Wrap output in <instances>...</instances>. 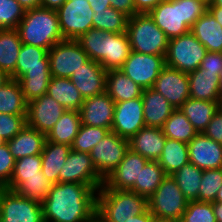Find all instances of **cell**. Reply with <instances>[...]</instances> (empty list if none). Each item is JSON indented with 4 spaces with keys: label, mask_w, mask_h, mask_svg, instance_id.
Masks as SVG:
<instances>
[{
    "label": "cell",
    "mask_w": 222,
    "mask_h": 222,
    "mask_svg": "<svg viewBox=\"0 0 222 222\" xmlns=\"http://www.w3.org/2000/svg\"><path fill=\"white\" fill-rule=\"evenodd\" d=\"M97 193L92 185L53 184L41 202L44 222H92L96 218Z\"/></svg>",
    "instance_id": "6da1fadb"
},
{
    "label": "cell",
    "mask_w": 222,
    "mask_h": 222,
    "mask_svg": "<svg viewBox=\"0 0 222 222\" xmlns=\"http://www.w3.org/2000/svg\"><path fill=\"white\" fill-rule=\"evenodd\" d=\"M76 41L88 57L106 71L120 69L131 51L126 32L109 33L91 28Z\"/></svg>",
    "instance_id": "7a4b0ae2"
},
{
    "label": "cell",
    "mask_w": 222,
    "mask_h": 222,
    "mask_svg": "<svg viewBox=\"0 0 222 222\" xmlns=\"http://www.w3.org/2000/svg\"><path fill=\"white\" fill-rule=\"evenodd\" d=\"M207 10L208 4L201 0H165L148 14L165 35L172 39L189 32Z\"/></svg>",
    "instance_id": "3957f363"
},
{
    "label": "cell",
    "mask_w": 222,
    "mask_h": 222,
    "mask_svg": "<svg viewBox=\"0 0 222 222\" xmlns=\"http://www.w3.org/2000/svg\"><path fill=\"white\" fill-rule=\"evenodd\" d=\"M17 31L22 44L48 51L54 44L65 40L60 30L57 11L43 7L25 10Z\"/></svg>",
    "instance_id": "277c9868"
},
{
    "label": "cell",
    "mask_w": 222,
    "mask_h": 222,
    "mask_svg": "<svg viewBox=\"0 0 222 222\" xmlns=\"http://www.w3.org/2000/svg\"><path fill=\"white\" fill-rule=\"evenodd\" d=\"M147 209V199L133 191L98 189L96 218L101 222H128Z\"/></svg>",
    "instance_id": "5b68a950"
},
{
    "label": "cell",
    "mask_w": 222,
    "mask_h": 222,
    "mask_svg": "<svg viewBox=\"0 0 222 222\" xmlns=\"http://www.w3.org/2000/svg\"><path fill=\"white\" fill-rule=\"evenodd\" d=\"M126 33L132 51L148 55L166 56L169 38L154 23L148 13L135 14L130 17Z\"/></svg>",
    "instance_id": "8992f818"
},
{
    "label": "cell",
    "mask_w": 222,
    "mask_h": 222,
    "mask_svg": "<svg viewBox=\"0 0 222 222\" xmlns=\"http://www.w3.org/2000/svg\"><path fill=\"white\" fill-rule=\"evenodd\" d=\"M148 210L158 219L180 222L188 200L171 175H166L157 190L147 199Z\"/></svg>",
    "instance_id": "52a82bcc"
},
{
    "label": "cell",
    "mask_w": 222,
    "mask_h": 222,
    "mask_svg": "<svg viewBox=\"0 0 222 222\" xmlns=\"http://www.w3.org/2000/svg\"><path fill=\"white\" fill-rule=\"evenodd\" d=\"M206 52V47L189 31L169 39L165 56L166 65L181 72L190 73L200 67Z\"/></svg>",
    "instance_id": "ba28073f"
},
{
    "label": "cell",
    "mask_w": 222,
    "mask_h": 222,
    "mask_svg": "<svg viewBox=\"0 0 222 222\" xmlns=\"http://www.w3.org/2000/svg\"><path fill=\"white\" fill-rule=\"evenodd\" d=\"M57 14L65 40H77L93 28L94 11L88 0H66L57 10Z\"/></svg>",
    "instance_id": "9c48e42d"
},
{
    "label": "cell",
    "mask_w": 222,
    "mask_h": 222,
    "mask_svg": "<svg viewBox=\"0 0 222 222\" xmlns=\"http://www.w3.org/2000/svg\"><path fill=\"white\" fill-rule=\"evenodd\" d=\"M0 222H44L42 203L4 188L0 193Z\"/></svg>",
    "instance_id": "30bf717a"
},
{
    "label": "cell",
    "mask_w": 222,
    "mask_h": 222,
    "mask_svg": "<svg viewBox=\"0 0 222 222\" xmlns=\"http://www.w3.org/2000/svg\"><path fill=\"white\" fill-rule=\"evenodd\" d=\"M52 77L70 78L90 58L76 40H62L48 51Z\"/></svg>",
    "instance_id": "8fae6325"
},
{
    "label": "cell",
    "mask_w": 222,
    "mask_h": 222,
    "mask_svg": "<svg viewBox=\"0 0 222 222\" xmlns=\"http://www.w3.org/2000/svg\"><path fill=\"white\" fill-rule=\"evenodd\" d=\"M128 150V140L112 131L93 147L91 160L103 180L116 169Z\"/></svg>",
    "instance_id": "7c38bea8"
},
{
    "label": "cell",
    "mask_w": 222,
    "mask_h": 222,
    "mask_svg": "<svg viewBox=\"0 0 222 222\" xmlns=\"http://www.w3.org/2000/svg\"><path fill=\"white\" fill-rule=\"evenodd\" d=\"M165 66V56L148 55L131 50L128 58L119 70L142 89H147L153 87Z\"/></svg>",
    "instance_id": "4fadbf2b"
},
{
    "label": "cell",
    "mask_w": 222,
    "mask_h": 222,
    "mask_svg": "<svg viewBox=\"0 0 222 222\" xmlns=\"http://www.w3.org/2000/svg\"><path fill=\"white\" fill-rule=\"evenodd\" d=\"M65 182L92 185L99 189L104 180L93 165L90 154L71 149L59 172V183Z\"/></svg>",
    "instance_id": "5bb4252c"
},
{
    "label": "cell",
    "mask_w": 222,
    "mask_h": 222,
    "mask_svg": "<svg viewBox=\"0 0 222 222\" xmlns=\"http://www.w3.org/2000/svg\"><path fill=\"white\" fill-rule=\"evenodd\" d=\"M145 126L142 96L115 103L112 132L129 140Z\"/></svg>",
    "instance_id": "9a60e30c"
},
{
    "label": "cell",
    "mask_w": 222,
    "mask_h": 222,
    "mask_svg": "<svg viewBox=\"0 0 222 222\" xmlns=\"http://www.w3.org/2000/svg\"><path fill=\"white\" fill-rule=\"evenodd\" d=\"M175 108H180L190 98L188 73L165 66L153 87Z\"/></svg>",
    "instance_id": "2e32d148"
},
{
    "label": "cell",
    "mask_w": 222,
    "mask_h": 222,
    "mask_svg": "<svg viewBox=\"0 0 222 222\" xmlns=\"http://www.w3.org/2000/svg\"><path fill=\"white\" fill-rule=\"evenodd\" d=\"M65 110L52 97L44 94L27 103V125L47 135Z\"/></svg>",
    "instance_id": "e0dca14e"
},
{
    "label": "cell",
    "mask_w": 222,
    "mask_h": 222,
    "mask_svg": "<svg viewBox=\"0 0 222 222\" xmlns=\"http://www.w3.org/2000/svg\"><path fill=\"white\" fill-rule=\"evenodd\" d=\"M149 160L130 149L116 169L109 174L99 189L131 190L139 181L140 170Z\"/></svg>",
    "instance_id": "ac0fdd59"
},
{
    "label": "cell",
    "mask_w": 222,
    "mask_h": 222,
    "mask_svg": "<svg viewBox=\"0 0 222 222\" xmlns=\"http://www.w3.org/2000/svg\"><path fill=\"white\" fill-rule=\"evenodd\" d=\"M114 108L115 102L107 92L85 98L79 111L82 124L111 130Z\"/></svg>",
    "instance_id": "d6986e66"
},
{
    "label": "cell",
    "mask_w": 222,
    "mask_h": 222,
    "mask_svg": "<svg viewBox=\"0 0 222 222\" xmlns=\"http://www.w3.org/2000/svg\"><path fill=\"white\" fill-rule=\"evenodd\" d=\"M189 163L201 170L222 167V145L198 133L188 144Z\"/></svg>",
    "instance_id": "ffe728a7"
},
{
    "label": "cell",
    "mask_w": 222,
    "mask_h": 222,
    "mask_svg": "<svg viewBox=\"0 0 222 222\" xmlns=\"http://www.w3.org/2000/svg\"><path fill=\"white\" fill-rule=\"evenodd\" d=\"M69 79L84 99L106 92L107 71L91 59L74 71Z\"/></svg>",
    "instance_id": "44dd1931"
},
{
    "label": "cell",
    "mask_w": 222,
    "mask_h": 222,
    "mask_svg": "<svg viewBox=\"0 0 222 222\" xmlns=\"http://www.w3.org/2000/svg\"><path fill=\"white\" fill-rule=\"evenodd\" d=\"M165 141L166 136L162 128L146 126L128 140L129 149L132 152L151 161H157L160 158Z\"/></svg>",
    "instance_id": "7402d4cb"
},
{
    "label": "cell",
    "mask_w": 222,
    "mask_h": 222,
    "mask_svg": "<svg viewBox=\"0 0 222 222\" xmlns=\"http://www.w3.org/2000/svg\"><path fill=\"white\" fill-rule=\"evenodd\" d=\"M221 76L222 74L205 72L200 67L188 73L190 97L220 104L222 94Z\"/></svg>",
    "instance_id": "603a6c76"
},
{
    "label": "cell",
    "mask_w": 222,
    "mask_h": 222,
    "mask_svg": "<svg viewBox=\"0 0 222 222\" xmlns=\"http://www.w3.org/2000/svg\"><path fill=\"white\" fill-rule=\"evenodd\" d=\"M143 116L146 127L162 128L175 108L153 88L143 89Z\"/></svg>",
    "instance_id": "cb8c5ba5"
},
{
    "label": "cell",
    "mask_w": 222,
    "mask_h": 222,
    "mask_svg": "<svg viewBox=\"0 0 222 222\" xmlns=\"http://www.w3.org/2000/svg\"><path fill=\"white\" fill-rule=\"evenodd\" d=\"M46 140V135L26 125L21 132L6 143L14 159L18 160L25 156L41 154Z\"/></svg>",
    "instance_id": "d4e9b609"
},
{
    "label": "cell",
    "mask_w": 222,
    "mask_h": 222,
    "mask_svg": "<svg viewBox=\"0 0 222 222\" xmlns=\"http://www.w3.org/2000/svg\"><path fill=\"white\" fill-rule=\"evenodd\" d=\"M190 31L207 51L222 52V26L208 10L193 24Z\"/></svg>",
    "instance_id": "484cf974"
},
{
    "label": "cell",
    "mask_w": 222,
    "mask_h": 222,
    "mask_svg": "<svg viewBox=\"0 0 222 222\" xmlns=\"http://www.w3.org/2000/svg\"><path fill=\"white\" fill-rule=\"evenodd\" d=\"M47 95L61 104L66 110L80 111L84 102L81 93L69 78L51 77Z\"/></svg>",
    "instance_id": "4316f807"
},
{
    "label": "cell",
    "mask_w": 222,
    "mask_h": 222,
    "mask_svg": "<svg viewBox=\"0 0 222 222\" xmlns=\"http://www.w3.org/2000/svg\"><path fill=\"white\" fill-rule=\"evenodd\" d=\"M70 151V145L57 144L51 141L45 142L44 149L41 153V171L52 184L59 183V172L66 162Z\"/></svg>",
    "instance_id": "83f0119b"
},
{
    "label": "cell",
    "mask_w": 222,
    "mask_h": 222,
    "mask_svg": "<svg viewBox=\"0 0 222 222\" xmlns=\"http://www.w3.org/2000/svg\"><path fill=\"white\" fill-rule=\"evenodd\" d=\"M106 92L116 103L141 97L143 89L118 69L107 71Z\"/></svg>",
    "instance_id": "f1b7e54d"
},
{
    "label": "cell",
    "mask_w": 222,
    "mask_h": 222,
    "mask_svg": "<svg viewBox=\"0 0 222 222\" xmlns=\"http://www.w3.org/2000/svg\"><path fill=\"white\" fill-rule=\"evenodd\" d=\"M219 107L220 104L218 102L198 100L190 97L179 109L190 121L194 129L198 133H203Z\"/></svg>",
    "instance_id": "f546056e"
},
{
    "label": "cell",
    "mask_w": 222,
    "mask_h": 222,
    "mask_svg": "<svg viewBox=\"0 0 222 222\" xmlns=\"http://www.w3.org/2000/svg\"><path fill=\"white\" fill-rule=\"evenodd\" d=\"M22 41L17 29H0V69L15 80V69Z\"/></svg>",
    "instance_id": "4dcf8cb0"
},
{
    "label": "cell",
    "mask_w": 222,
    "mask_h": 222,
    "mask_svg": "<svg viewBox=\"0 0 222 222\" xmlns=\"http://www.w3.org/2000/svg\"><path fill=\"white\" fill-rule=\"evenodd\" d=\"M82 125L80 112L65 110L52 130L46 135L47 140L57 144L72 145Z\"/></svg>",
    "instance_id": "1f68e13d"
},
{
    "label": "cell",
    "mask_w": 222,
    "mask_h": 222,
    "mask_svg": "<svg viewBox=\"0 0 222 222\" xmlns=\"http://www.w3.org/2000/svg\"><path fill=\"white\" fill-rule=\"evenodd\" d=\"M52 185L45 176L11 177L5 188L15 191L18 195L42 202L49 194Z\"/></svg>",
    "instance_id": "d6a6232c"
},
{
    "label": "cell",
    "mask_w": 222,
    "mask_h": 222,
    "mask_svg": "<svg viewBox=\"0 0 222 222\" xmlns=\"http://www.w3.org/2000/svg\"><path fill=\"white\" fill-rule=\"evenodd\" d=\"M165 175H172L183 165L189 163L188 145L184 142L166 138L163 151L157 160Z\"/></svg>",
    "instance_id": "836d02e7"
},
{
    "label": "cell",
    "mask_w": 222,
    "mask_h": 222,
    "mask_svg": "<svg viewBox=\"0 0 222 222\" xmlns=\"http://www.w3.org/2000/svg\"><path fill=\"white\" fill-rule=\"evenodd\" d=\"M51 77L50 68H36L28 70L17 80L27 103L47 94Z\"/></svg>",
    "instance_id": "e575fe53"
},
{
    "label": "cell",
    "mask_w": 222,
    "mask_h": 222,
    "mask_svg": "<svg viewBox=\"0 0 222 222\" xmlns=\"http://www.w3.org/2000/svg\"><path fill=\"white\" fill-rule=\"evenodd\" d=\"M50 68L48 50L28 44H22L15 69V80L21 78L30 69Z\"/></svg>",
    "instance_id": "d590c367"
},
{
    "label": "cell",
    "mask_w": 222,
    "mask_h": 222,
    "mask_svg": "<svg viewBox=\"0 0 222 222\" xmlns=\"http://www.w3.org/2000/svg\"><path fill=\"white\" fill-rule=\"evenodd\" d=\"M0 113L27 115V102L17 80L11 79L0 88Z\"/></svg>",
    "instance_id": "8d00e7d4"
},
{
    "label": "cell",
    "mask_w": 222,
    "mask_h": 222,
    "mask_svg": "<svg viewBox=\"0 0 222 222\" xmlns=\"http://www.w3.org/2000/svg\"><path fill=\"white\" fill-rule=\"evenodd\" d=\"M163 168L158 161L149 160L140 170L139 181L130 190L148 199L160 186L165 177Z\"/></svg>",
    "instance_id": "74e56055"
},
{
    "label": "cell",
    "mask_w": 222,
    "mask_h": 222,
    "mask_svg": "<svg viewBox=\"0 0 222 222\" xmlns=\"http://www.w3.org/2000/svg\"><path fill=\"white\" fill-rule=\"evenodd\" d=\"M162 130L166 138L184 142L186 144L198 134L179 108L175 109L165 121Z\"/></svg>",
    "instance_id": "f35d334b"
},
{
    "label": "cell",
    "mask_w": 222,
    "mask_h": 222,
    "mask_svg": "<svg viewBox=\"0 0 222 222\" xmlns=\"http://www.w3.org/2000/svg\"><path fill=\"white\" fill-rule=\"evenodd\" d=\"M202 174L203 170L192 163H188L183 165L171 176L175 179L177 185L183 192L184 197L188 201H198Z\"/></svg>",
    "instance_id": "ab89813d"
},
{
    "label": "cell",
    "mask_w": 222,
    "mask_h": 222,
    "mask_svg": "<svg viewBox=\"0 0 222 222\" xmlns=\"http://www.w3.org/2000/svg\"><path fill=\"white\" fill-rule=\"evenodd\" d=\"M129 17L120 11L109 7L105 10L94 12L93 28L109 33L126 32Z\"/></svg>",
    "instance_id": "60d3db41"
},
{
    "label": "cell",
    "mask_w": 222,
    "mask_h": 222,
    "mask_svg": "<svg viewBox=\"0 0 222 222\" xmlns=\"http://www.w3.org/2000/svg\"><path fill=\"white\" fill-rule=\"evenodd\" d=\"M110 131V129L82 124L77 136L74 138L71 149L90 154L93 147Z\"/></svg>",
    "instance_id": "b9f144b4"
},
{
    "label": "cell",
    "mask_w": 222,
    "mask_h": 222,
    "mask_svg": "<svg viewBox=\"0 0 222 222\" xmlns=\"http://www.w3.org/2000/svg\"><path fill=\"white\" fill-rule=\"evenodd\" d=\"M222 186V167L203 170L199 186L198 201L215 202L217 192Z\"/></svg>",
    "instance_id": "7bdbcfd3"
},
{
    "label": "cell",
    "mask_w": 222,
    "mask_h": 222,
    "mask_svg": "<svg viewBox=\"0 0 222 222\" xmlns=\"http://www.w3.org/2000/svg\"><path fill=\"white\" fill-rule=\"evenodd\" d=\"M180 222H217L213 203L197 200L188 201Z\"/></svg>",
    "instance_id": "ee69618b"
},
{
    "label": "cell",
    "mask_w": 222,
    "mask_h": 222,
    "mask_svg": "<svg viewBox=\"0 0 222 222\" xmlns=\"http://www.w3.org/2000/svg\"><path fill=\"white\" fill-rule=\"evenodd\" d=\"M24 13L16 0H0V29H17Z\"/></svg>",
    "instance_id": "f6af8a7d"
},
{
    "label": "cell",
    "mask_w": 222,
    "mask_h": 222,
    "mask_svg": "<svg viewBox=\"0 0 222 222\" xmlns=\"http://www.w3.org/2000/svg\"><path fill=\"white\" fill-rule=\"evenodd\" d=\"M42 169L41 154L25 156L15 160L12 177L44 176Z\"/></svg>",
    "instance_id": "bcb514c9"
},
{
    "label": "cell",
    "mask_w": 222,
    "mask_h": 222,
    "mask_svg": "<svg viewBox=\"0 0 222 222\" xmlns=\"http://www.w3.org/2000/svg\"><path fill=\"white\" fill-rule=\"evenodd\" d=\"M27 125L26 115L0 113V136L9 141Z\"/></svg>",
    "instance_id": "7dc6e473"
},
{
    "label": "cell",
    "mask_w": 222,
    "mask_h": 222,
    "mask_svg": "<svg viewBox=\"0 0 222 222\" xmlns=\"http://www.w3.org/2000/svg\"><path fill=\"white\" fill-rule=\"evenodd\" d=\"M15 165V159L9 148L7 143L0 146V184L6 187L13 174Z\"/></svg>",
    "instance_id": "c3c4849f"
},
{
    "label": "cell",
    "mask_w": 222,
    "mask_h": 222,
    "mask_svg": "<svg viewBox=\"0 0 222 222\" xmlns=\"http://www.w3.org/2000/svg\"><path fill=\"white\" fill-rule=\"evenodd\" d=\"M203 134L222 145V108L214 113Z\"/></svg>",
    "instance_id": "681fc988"
},
{
    "label": "cell",
    "mask_w": 222,
    "mask_h": 222,
    "mask_svg": "<svg viewBox=\"0 0 222 222\" xmlns=\"http://www.w3.org/2000/svg\"><path fill=\"white\" fill-rule=\"evenodd\" d=\"M200 68L204 69L205 72L222 74V52L207 51Z\"/></svg>",
    "instance_id": "f907efd6"
},
{
    "label": "cell",
    "mask_w": 222,
    "mask_h": 222,
    "mask_svg": "<svg viewBox=\"0 0 222 222\" xmlns=\"http://www.w3.org/2000/svg\"><path fill=\"white\" fill-rule=\"evenodd\" d=\"M111 7L129 18L136 14L134 0H109Z\"/></svg>",
    "instance_id": "816d5d0a"
},
{
    "label": "cell",
    "mask_w": 222,
    "mask_h": 222,
    "mask_svg": "<svg viewBox=\"0 0 222 222\" xmlns=\"http://www.w3.org/2000/svg\"><path fill=\"white\" fill-rule=\"evenodd\" d=\"M165 0H134L136 14L149 13L153 8Z\"/></svg>",
    "instance_id": "f5cc1de1"
},
{
    "label": "cell",
    "mask_w": 222,
    "mask_h": 222,
    "mask_svg": "<svg viewBox=\"0 0 222 222\" xmlns=\"http://www.w3.org/2000/svg\"><path fill=\"white\" fill-rule=\"evenodd\" d=\"M90 7L94 12L105 10L111 7L109 0H88Z\"/></svg>",
    "instance_id": "db71d44e"
},
{
    "label": "cell",
    "mask_w": 222,
    "mask_h": 222,
    "mask_svg": "<svg viewBox=\"0 0 222 222\" xmlns=\"http://www.w3.org/2000/svg\"><path fill=\"white\" fill-rule=\"evenodd\" d=\"M65 2L66 0H41V7L57 11Z\"/></svg>",
    "instance_id": "11a10c76"
},
{
    "label": "cell",
    "mask_w": 222,
    "mask_h": 222,
    "mask_svg": "<svg viewBox=\"0 0 222 222\" xmlns=\"http://www.w3.org/2000/svg\"><path fill=\"white\" fill-rule=\"evenodd\" d=\"M209 13L215 18V20L222 26V7L214 6L212 3L208 5Z\"/></svg>",
    "instance_id": "9f6ffc18"
},
{
    "label": "cell",
    "mask_w": 222,
    "mask_h": 222,
    "mask_svg": "<svg viewBox=\"0 0 222 222\" xmlns=\"http://www.w3.org/2000/svg\"><path fill=\"white\" fill-rule=\"evenodd\" d=\"M24 10L41 7V0H16Z\"/></svg>",
    "instance_id": "6f0895ef"
},
{
    "label": "cell",
    "mask_w": 222,
    "mask_h": 222,
    "mask_svg": "<svg viewBox=\"0 0 222 222\" xmlns=\"http://www.w3.org/2000/svg\"><path fill=\"white\" fill-rule=\"evenodd\" d=\"M154 216L147 209L144 213L132 217L128 222H151Z\"/></svg>",
    "instance_id": "680465c9"
},
{
    "label": "cell",
    "mask_w": 222,
    "mask_h": 222,
    "mask_svg": "<svg viewBox=\"0 0 222 222\" xmlns=\"http://www.w3.org/2000/svg\"><path fill=\"white\" fill-rule=\"evenodd\" d=\"M214 215L217 222H222V203L213 202Z\"/></svg>",
    "instance_id": "91938a15"
},
{
    "label": "cell",
    "mask_w": 222,
    "mask_h": 222,
    "mask_svg": "<svg viewBox=\"0 0 222 222\" xmlns=\"http://www.w3.org/2000/svg\"><path fill=\"white\" fill-rule=\"evenodd\" d=\"M11 79V76L6 71L0 69V88L7 84Z\"/></svg>",
    "instance_id": "94428289"
},
{
    "label": "cell",
    "mask_w": 222,
    "mask_h": 222,
    "mask_svg": "<svg viewBox=\"0 0 222 222\" xmlns=\"http://www.w3.org/2000/svg\"><path fill=\"white\" fill-rule=\"evenodd\" d=\"M215 202L222 203V186L220 187V190L217 192Z\"/></svg>",
    "instance_id": "6125c7cd"
},
{
    "label": "cell",
    "mask_w": 222,
    "mask_h": 222,
    "mask_svg": "<svg viewBox=\"0 0 222 222\" xmlns=\"http://www.w3.org/2000/svg\"><path fill=\"white\" fill-rule=\"evenodd\" d=\"M151 222H175V221L158 219L154 217Z\"/></svg>",
    "instance_id": "be15d7a7"
},
{
    "label": "cell",
    "mask_w": 222,
    "mask_h": 222,
    "mask_svg": "<svg viewBox=\"0 0 222 222\" xmlns=\"http://www.w3.org/2000/svg\"><path fill=\"white\" fill-rule=\"evenodd\" d=\"M214 6L222 7V0H212L211 2Z\"/></svg>",
    "instance_id": "e7e4bbea"
},
{
    "label": "cell",
    "mask_w": 222,
    "mask_h": 222,
    "mask_svg": "<svg viewBox=\"0 0 222 222\" xmlns=\"http://www.w3.org/2000/svg\"><path fill=\"white\" fill-rule=\"evenodd\" d=\"M6 144V140L0 136V146Z\"/></svg>",
    "instance_id": "03108f58"
},
{
    "label": "cell",
    "mask_w": 222,
    "mask_h": 222,
    "mask_svg": "<svg viewBox=\"0 0 222 222\" xmlns=\"http://www.w3.org/2000/svg\"><path fill=\"white\" fill-rule=\"evenodd\" d=\"M201 1L207 3L208 5L212 2V0H201Z\"/></svg>",
    "instance_id": "003e7915"
},
{
    "label": "cell",
    "mask_w": 222,
    "mask_h": 222,
    "mask_svg": "<svg viewBox=\"0 0 222 222\" xmlns=\"http://www.w3.org/2000/svg\"><path fill=\"white\" fill-rule=\"evenodd\" d=\"M4 188H5V187L0 184V193H1V191H2Z\"/></svg>",
    "instance_id": "a7ac6f4b"
},
{
    "label": "cell",
    "mask_w": 222,
    "mask_h": 222,
    "mask_svg": "<svg viewBox=\"0 0 222 222\" xmlns=\"http://www.w3.org/2000/svg\"><path fill=\"white\" fill-rule=\"evenodd\" d=\"M220 108H222V94H221V100H220Z\"/></svg>",
    "instance_id": "89a4df30"
},
{
    "label": "cell",
    "mask_w": 222,
    "mask_h": 222,
    "mask_svg": "<svg viewBox=\"0 0 222 222\" xmlns=\"http://www.w3.org/2000/svg\"><path fill=\"white\" fill-rule=\"evenodd\" d=\"M92 222H101V221L95 218Z\"/></svg>",
    "instance_id": "2644e50d"
}]
</instances>
